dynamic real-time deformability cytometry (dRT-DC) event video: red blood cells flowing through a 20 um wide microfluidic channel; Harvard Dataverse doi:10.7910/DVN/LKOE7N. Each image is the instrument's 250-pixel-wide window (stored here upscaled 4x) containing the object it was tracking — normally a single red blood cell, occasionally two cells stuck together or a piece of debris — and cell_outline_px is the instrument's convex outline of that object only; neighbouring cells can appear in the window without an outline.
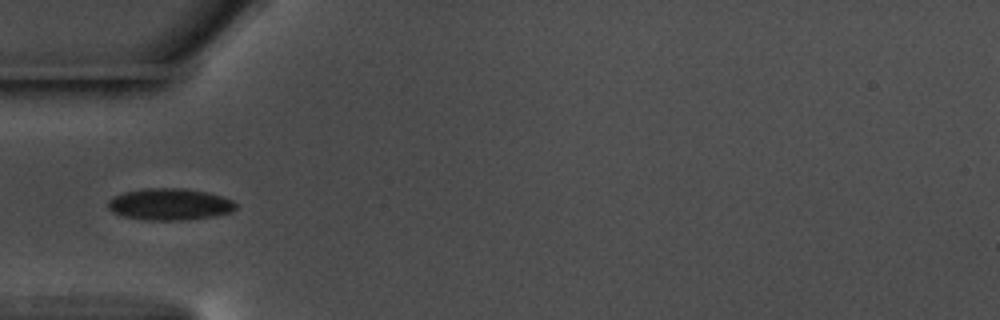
{"species": "common noctule bat (a hibernating species)", "species_latin": "Nyctalus noctula", "temperature_condition": "warm", "stored_images_in_passage": 39, "camera_frame_rate_fps": 3000, "um_per_image_px": 0.085, "animal": {"sex": "male", "body_mass_g": 17.5, "forearm_length_mm": 52.3}, "frame": {"image": 1, "passage_image": 1, "time_ms": 0.0, "image_size_px": [1000, 320], "cell_outline_px": [[236, 208], [232, 212], [212, 216], [188, 220], [148, 220], [124, 216], [112, 212], [108, 208], [108, 200], [112, 196], [124, 192], [144, 188], [184, 188], [208, 192], [232, 200], [236, 204]], "centroid_in_image_um": [14.41, 17.36], "position_along_channel_um": 70.6, "area_um2": 23.7}}
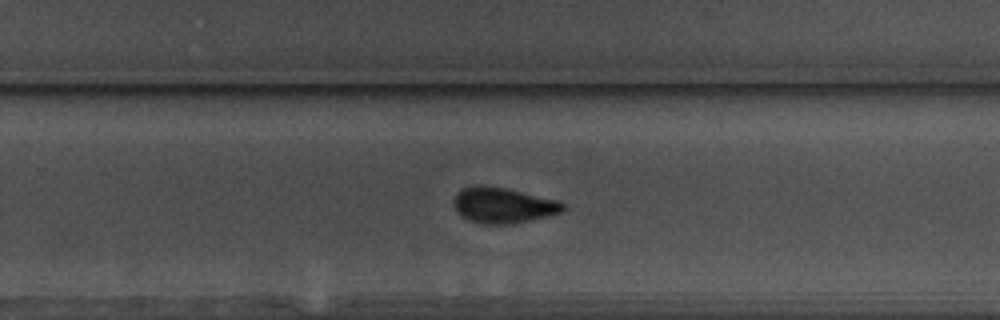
{"frame": {"image": 2, "passage_image": 19, "time_ms": 6.0, "image_size_px": [1000, 320], "cell_outline_px": [[568, 208], [564, 212], [548, 216], [512, 224], [484, 224], [468, 220], [452, 204], [452, 200], [464, 188], [472, 184], [484, 184], [504, 188], [560, 200]], "centroid_in_image_um": [42.82, 17.44], "position_along_channel_um": 287.0, "area_um2": 22.83}}
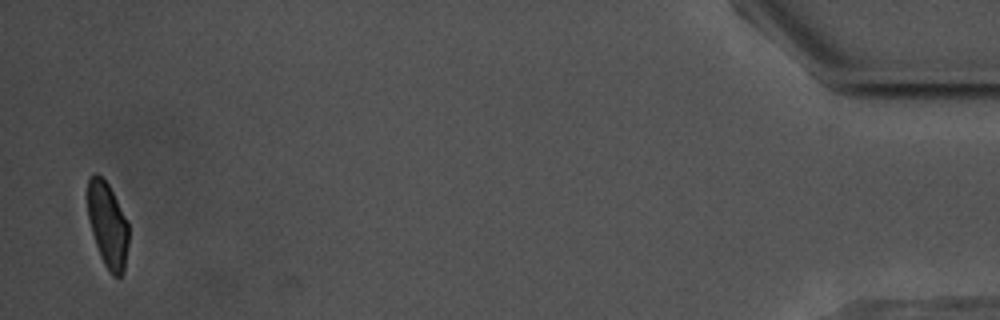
{"frame": {"image": 3, "passage_image": 38, "time_ms": 12.333, "image_size_px": [1000, 320], "cell_outline_px": [[128, 244], [124, 272], [120, 276], [112, 276], [104, 264], [100, 256], [92, 232], [88, 216], [88, 176], [92, 172], [96, 172], [108, 184], [128, 220]], "centroid_in_image_um": [9.16, 19.1], "position_along_channel_um": 426.0, "area_um2": 20.4}, "authors_computed_cell_mechanics": {"area_um2": 22.8888, "velocity_mm_per_s": 3.6121, "shape_relaxation_time_tau1_ms": 3.224, "shape_relaxation_time_tau2_ms": 3.0992, "deformation_change_tau1": 0.0904, "deformation_change_tau2": 0.0411}}